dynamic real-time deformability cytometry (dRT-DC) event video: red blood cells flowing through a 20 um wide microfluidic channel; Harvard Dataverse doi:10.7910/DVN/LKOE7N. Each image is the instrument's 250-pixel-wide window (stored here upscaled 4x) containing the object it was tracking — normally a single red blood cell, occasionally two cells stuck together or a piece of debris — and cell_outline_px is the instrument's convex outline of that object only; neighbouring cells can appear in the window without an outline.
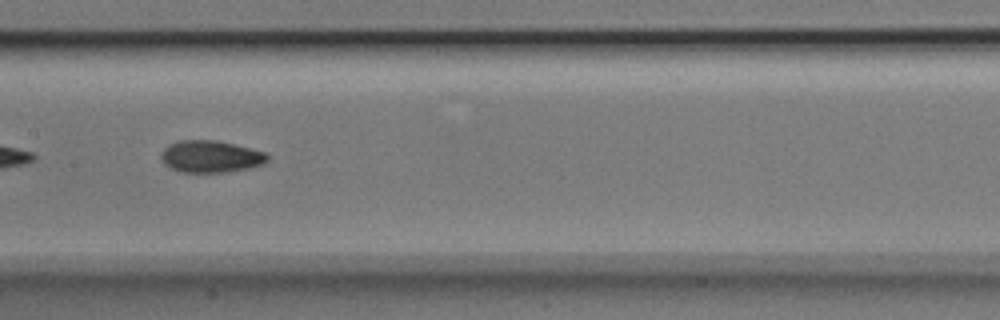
{"species": "Egyptian fruit bat (a non-hibernating species)", "species_latin": "Rousettus aegyptiacus", "temperature_condition": "room temperature", "stored_images_in_passage": 51, "camera_frame_rate_fps": 3000, "um_per_image_px": 0.085, "animal": {"sex": "male"}, "frame": {"image": 1, "passage_image": 26, "time_ms": 8.333, "image_size_px": [1000, 320], "cell_outline_px": [[268, 160], [264, 164], [248, 168], [224, 172], [180, 172], [164, 164], [160, 156], [160, 152], [168, 144], [180, 140], [216, 140], [264, 152], [268, 156]], "centroid_in_image_um": [17.86, 13.3], "position_along_channel_um": 189.5, "area_um2": 19.71}}
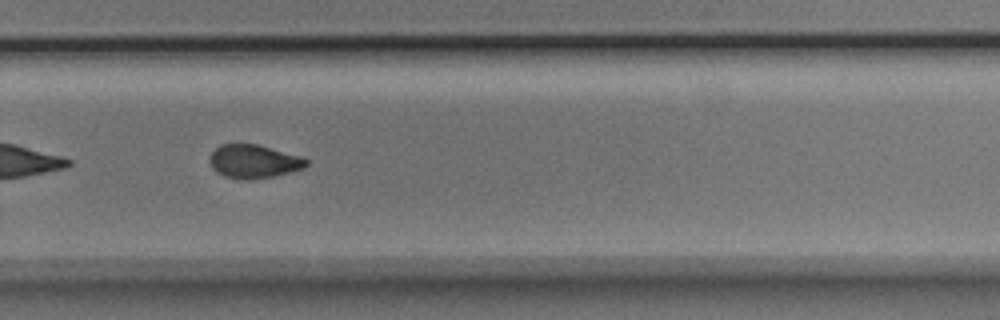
{"frame": {"image": 2, "passage_image": 35, "time_ms": 11.333, "image_size_px": [1000, 320], "cell_outline_px": [[308, 164], [304, 168], [272, 176], [248, 180], [224, 176], [216, 172], [212, 168], [212, 152], [220, 144], [256, 144], [300, 156], [308, 160]], "centroid_in_image_um": [21.58, 13.72], "position_along_channel_um": 308.2, "area_um2": 18.44}}
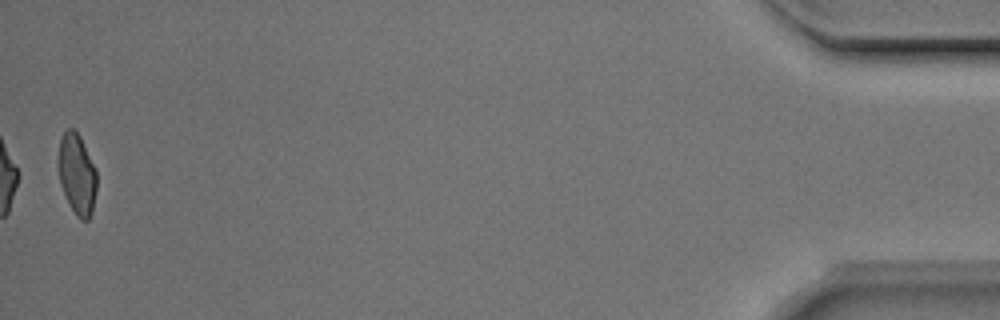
{"frame": {"image": 3, "passage_image": 51, "time_ms": 16.667, "image_size_px": [1000, 320], "cell_outline_px": [[96, 192], [92, 212], [88, 220], [80, 220], [76, 216], [60, 184], [60, 140], [64, 132], [68, 128], [76, 128], [96, 168]], "centroid_in_image_um": [6.58, 14.8], "position_along_channel_um": 428.6, "area_um2": 17.74}, "authors_computed_cell_mechanics": {"area_um2": 19.7676, "velocity_mm_per_s": 3.9819, "shape_relaxation_time_tau1_ms": 3.4957, "shape_relaxation_time_tau2_ms": 3.1384, "deformation_change_tau1": 0.1393, "deformation_change_tau2": 0.0707}}